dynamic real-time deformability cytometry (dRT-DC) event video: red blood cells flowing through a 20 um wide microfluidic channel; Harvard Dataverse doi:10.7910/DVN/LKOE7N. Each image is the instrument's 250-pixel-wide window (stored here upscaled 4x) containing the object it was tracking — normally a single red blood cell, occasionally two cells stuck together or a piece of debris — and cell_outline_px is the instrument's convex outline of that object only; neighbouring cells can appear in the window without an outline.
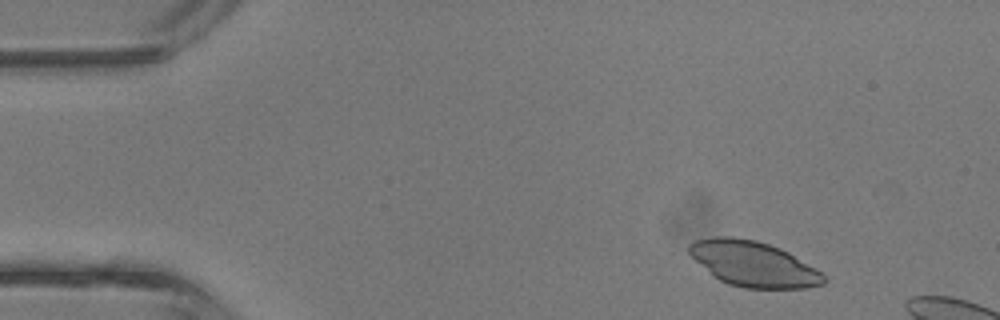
{"species": "common noctule bat (a hibernating species)", "species_latin": "Nyctalus noctula", "temperature_condition": "room temperature", "stored_images_in_passage": 8, "camera_frame_rate_fps": 3000, "um_per_image_px": 0.085, "animal": {"sex": "male", "body_mass_g": 13.3}, "frame": {"image": 1, "passage_image": 3, "time_ms": 0.667, "image_size_px": [1000, 320], "cell_outline_px": [[824, 284], [808, 288], [744, 288], [728, 284], [712, 276], [688, 252], [688, 244], [696, 240], [712, 236], [732, 236], [756, 240], [780, 248], [788, 252], [816, 268], [824, 276]], "centroid_in_image_um": [64.02, 22.42], "position_along_channel_um": 21.0, "area_um2": 35.49}}